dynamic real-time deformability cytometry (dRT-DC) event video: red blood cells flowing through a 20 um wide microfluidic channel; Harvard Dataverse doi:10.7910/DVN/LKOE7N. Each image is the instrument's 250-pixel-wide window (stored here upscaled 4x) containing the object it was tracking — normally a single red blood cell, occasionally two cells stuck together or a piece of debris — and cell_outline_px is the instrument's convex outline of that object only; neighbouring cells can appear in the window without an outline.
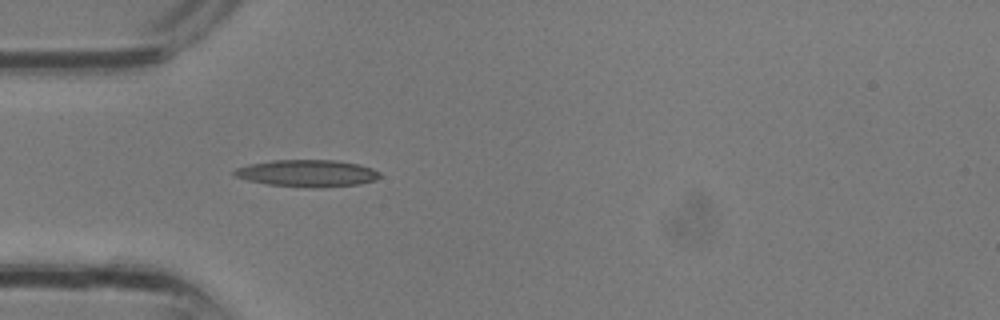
{"species": "common noctule bat (a hibernating species)", "species_latin": "Nyctalus noctula", "temperature_condition": "room temperature", "stored_images_in_passage": 4, "camera_frame_rate_fps": 3000, "um_per_image_px": 0.085, "animal": {"sex": "male", "body_mass_g": 13.3}, "frame": {"image": 1, "passage_image": 3, "time_ms": 0.667, "image_size_px": [1000, 320], "cell_outline_px": [[380, 176], [376, 180], [360, 184], [320, 188], [308, 188], [268, 184], [248, 180], [232, 176], [232, 172], [236, 168], [248, 164], [272, 160], [336, 160], [360, 164], [372, 168], [380, 172]], "centroid_in_image_um": [26.12, 14.73], "position_along_channel_um": 58.9, "area_um2": 23.18}}